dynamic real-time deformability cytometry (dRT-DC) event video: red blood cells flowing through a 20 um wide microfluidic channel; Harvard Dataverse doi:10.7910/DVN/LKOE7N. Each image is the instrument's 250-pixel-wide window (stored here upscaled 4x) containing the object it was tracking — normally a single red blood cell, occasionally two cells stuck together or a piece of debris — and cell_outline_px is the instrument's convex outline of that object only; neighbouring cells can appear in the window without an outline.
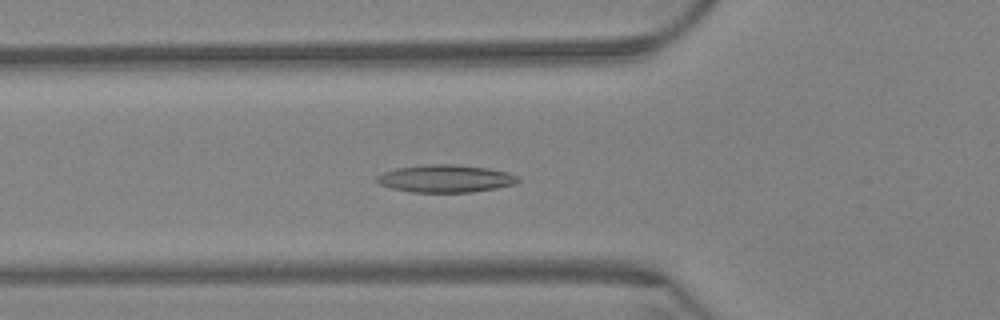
{"species": "Egyptian fruit bat (a non-hibernating species)", "species_latin": "Rousettus aegyptiacus", "temperature_condition": "warm", "stored_images_in_passage": 62, "camera_frame_rate_fps": 3000, "um_per_image_px": 0.085, "animal": {"sex": "female"}, "frame": {"image": 1, "passage_image": 22, "time_ms": 7.0, "image_size_px": [1000, 320], "cell_outline_px": [[520, 180], [512, 184], [496, 188], [472, 192], [412, 192], [392, 188], [380, 184], [376, 180], [376, 176], [384, 172], [396, 168], [424, 164], [452, 164], [488, 168], [508, 172], [516, 176]], "centroid_in_image_um": [37.84, 15.17], "position_along_channel_um": 88.0, "area_um2": 22.54}}
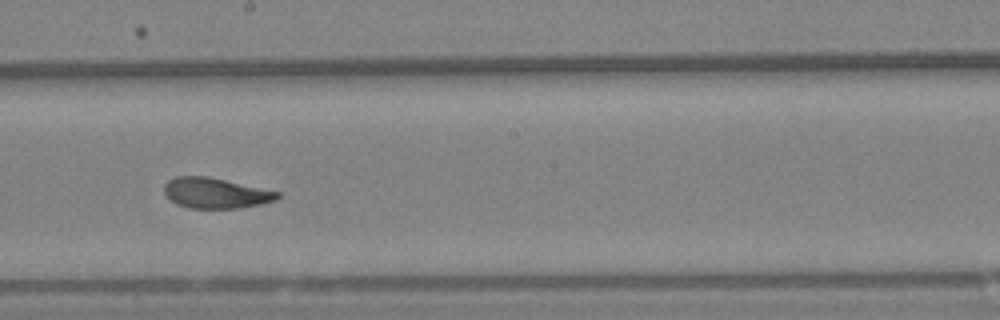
{"frame": {"image": 2, "passage_image": 35, "time_ms": 11.333, "image_size_px": [1000, 320], "cell_outline_px": [[280, 196], [276, 200], [260, 204], [240, 208], [188, 208], [176, 204], [164, 192], [164, 184], [168, 180], [176, 176], [208, 176], [280, 192]], "centroid_in_image_um": [18.32, 16.41], "position_along_channel_um": 229.9, "area_um2": 20.06}}
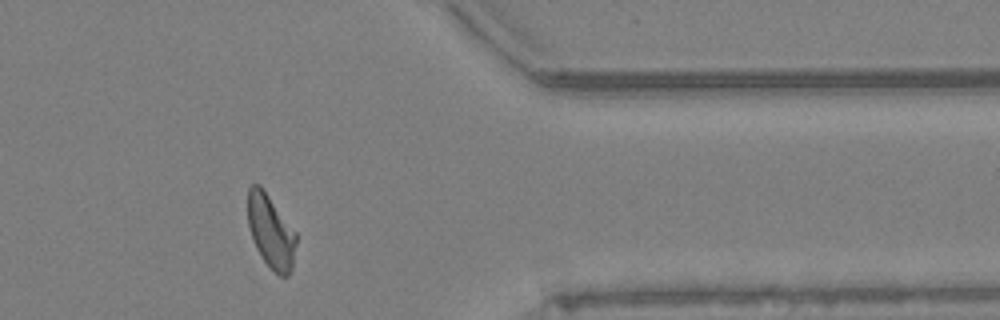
{"frame": {"image": 3, "passage_image": 51, "time_ms": 16.667, "image_size_px": [1000, 320], "cell_outline_px": [[296, 244], [292, 268], [288, 276], [280, 276], [264, 260], [256, 248], [248, 224], [248, 188], [252, 184], [260, 184], [296, 232]], "centroid_in_image_um": [23.02, 19.65], "position_along_channel_um": 388.4, "area_um2": 20.4}, "authors_computed_cell_mechanics": {"area_um2": 21.0392, "velocity_mm_per_s": 3.2893, "shape_relaxation_time_tau1_ms": 6.4907, "shape_relaxation_time_tau2_ms": 1.9126, "deformation_change_tau1": 0.1874, "deformation_change_tau2": 0.0879}}